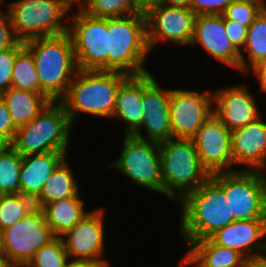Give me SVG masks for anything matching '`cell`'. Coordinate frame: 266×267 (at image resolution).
Listing matches in <instances>:
<instances>
[{
    "instance_id": "28",
    "label": "cell",
    "mask_w": 266,
    "mask_h": 267,
    "mask_svg": "<svg viewBox=\"0 0 266 267\" xmlns=\"http://www.w3.org/2000/svg\"><path fill=\"white\" fill-rule=\"evenodd\" d=\"M243 49L249 57L248 69L266 60V7L248 27Z\"/></svg>"
},
{
    "instance_id": "37",
    "label": "cell",
    "mask_w": 266,
    "mask_h": 267,
    "mask_svg": "<svg viewBox=\"0 0 266 267\" xmlns=\"http://www.w3.org/2000/svg\"><path fill=\"white\" fill-rule=\"evenodd\" d=\"M18 41L8 12L0 10V51L13 47Z\"/></svg>"
},
{
    "instance_id": "7",
    "label": "cell",
    "mask_w": 266,
    "mask_h": 267,
    "mask_svg": "<svg viewBox=\"0 0 266 267\" xmlns=\"http://www.w3.org/2000/svg\"><path fill=\"white\" fill-rule=\"evenodd\" d=\"M70 10L65 0H17L9 3L7 12L15 36L25 42L67 33L68 21L63 19Z\"/></svg>"
},
{
    "instance_id": "21",
    "label": "cell",
    "mask_w": 266,
    "mask_h": 267,
    "mask_svg": "<svg viewBox=\"0 0 266 267\" xmlns=\"http://www.w3.org/2000/svg\"><path fill=\"white\" fill-rule=\"evenodd\" d=\"M144 108L142 105V75L129 76L118 88L112 118L122 119L125 135L144 138L141 130Z\"/></svg>"
},
{
    "instance_id": "29",
    "label": "cell",
    "mask_w": 266,
    "mask_h": 267,
    "mask_svg": "<svg viewBox=\"0 0 266 267\" xmlns=\"http://www.w3.org/2000/svg\"><path fill=\"white\" fill-rule=\"evenodd\" d=\"M22 159L12 146L0 153V195L20 193Z\"/></svg>"
},
{
    "instance_id": "9",
    "label": "cell",
    "mask_w": 266,
    "mask_h": 267,
    "mask_svg": "<svg viewBox=\"0 0 266 267\" xmlns=\"http://www.w3.org/2000/svg\"><path fill=\"white\" fill-rule=\"evenodd\" d=\"M68 19L73 22L68 21L67 33L78 70L107 71V18L89 15L79 8Z\"/></svg>"
},
{
    "instance_id": "47",
    "label": "cell",
    "mask_w": 266,
    "mask_h": 267,
    "mask_svg": "<svg viewBox=\"0 0 266 267\" xmlns=\"http://www.w3.org/2000/svg\"><path fill=\"white\" fill-rule=\"evenodd\" d=\"M0 255H4L3 232L0 230Z\"/></svg>"
},
{
    "instance_id": "45",
    "label": "cell",
    "mask_w": 266,
    "mask_h": 267,
    "mask_svg": "<svg viewBox=\"0 0 266 267\" xmlns=\"http://www.w3.org/2000/svg\"><path fill=\"white\" fill-rule=\"evenodd\" d=\"M11 146V143L0 134V153L5 151L8 147Z\"/></svg>"
},
{
    "instance_id": "4",
    "label": "cell",
    "mask_w": 266,
    "mask_h": 267,
    "mask_svg": "<svg viewBox=\"0 0 266 267\" xmlns=\"http://www.w3.org/2000/svg\"><path fill=\"white\" fill-rule=\"evenodd\" d=\"M107 71L139 76L149 73L143 67L150 53L143 14L107 18Z\"/></svg>"
},
{
    "instance_id": "48",
    "label": "cell",
    "mask_w": 266,
    "mask_h": 267,
    "mask_svg": "<svg viewBox=\"0 0 266 267\" xmlns=\"http://www.w3.org/2000/svg\"><path fill=\"white\" fill-rule=\"evenodd\" d=\"M265 235H266V215H265Z\"/></svg>"
},
{
    "instance_id": "3",
    "label": "cell",
    "mask_w": 266,
    "mask_h": 267,
    "mask_svg": "<svg viewBox=\"0 0 266 267\" xmlns=\"http://www.w3.org/2000/svg\"><path fill=\"white\" fill-rule=\"evenodd\" d=\"M128 77L114 71L78 70L60 100L71 124L80 113L112 118L117 90Z\"/></svg>"
},
{
    "instance_id": "10",
    "label": "cell",
    "mask_w": 266,
    "mask_h": 267,
    "mask_svg": "<svg viewBox=\"0 0 266 267\" xmlns=\"http://www.w3.org/2000/svg\"><path fill=\"white\" fill-rule=\"evenodd\" d=\"M120 156L108 165L116 168L142 188L163 194L159 143L125 135Z\"/></svg>"
},
{
    "instance_id": "26",
    "label": "cell",
    "mask_w": 266,
    "mask_h": 267,
    "mask_svg": "<svg viewBox=\"0 0 266 267\" xmlns=\"http://www.w3.org/2000/svg\"><path fill=\"white\" fill-rule=\"evenodd\" d=\"M74 173L66 162V158L52 172L50 178L44 183L39 196L34 200L35 207L65 200L73 196H80L79 184Z\"/></svg>"
},
{
    "instance_id": "22",
    "label": "cell",
    "mask_w": 266,
    "mask_h": 267,
    "mask_svg": "<svg viewBox=\"0 0 266 267\" xmlns=\"http://www.w3.org/2000/svg\"><path fill=\"white\" fill-rule=\"evenodd\" d=\"M67 152H47L23 156L20 171V194L35 200L52 172L66 158Z\"/></svg>"
},
{
    "instance_id": "5",
    "label": "cell",
    "mask_w": 266,
    "mask_h": 267,
    "mask_svg": "<svg viewBox=\"0 0 266 267\" xmlns=\"http://www.w3.org/2000/svg\"><path fill=\"white\" fill-rule=\"evenodd\" d=\"M163 195L180 203L209 177L192 139L172 138L159 143Z\"/></svg>"
},
{
    "instance_id": "32",
    "label": "cell",
    "mask_w": 266,
    "mask_h": 267,
    "mask_svg": "<svg viewBox=\"0 0 266 267\" xmlns=\"http://www.w3.org/2000/svg\"><path fill=\"white\" fill-rule=\"evenodd\" d=\"M68 259L61 237H55L37 250L25 267H65Z\"/></svg>"
},
{
    "instance_id": "2",
    "label": "cell",
    "mask_w": 266,
    "mask_h": 267,
    "mask_svg": "<svg viewBox=\"0 0 266 267\" xmlns=\"http://www.w3.org/2000/svg\"><path fill=\"white\" fill-rule=\"evenodd\" d=\"M23 43L34 57L40 93L51 101H60L78 71L70 35L39 37Z\"/></svg>"
},
{
    "instance_id": "33",
    "label": "cell",
    "mask_w": 266,
    "mask_h": 267,
    "mask_svg": "<svg viewBox=\"0 0 266 267\" xmlns=\"http://www.w3.org/2000/svg\"><path fill=\"white\" fill-rule=\"evenodd\" d=\"M265 0H235L223 12L224 20L239 23L247 28L266 7Z\"/></svg>"
},
{
    "instance_id": "13",
    "label": "cell",
    "mask_w": 266,
    "mask_h": 267,
    "mask_svg": "<svg viewBox=\"0 0 266 267\" xmlns=\"http://www.w3.org/2000/svg\"><path fill=\"white\" fill-rule=\"evenodd\" d=\"M196 13L190 7L161 5L146 15V38L149 51L160 40L190 46Z\"/></svg>"
},
{
    "instance_id": "27",
    "label": "cell",
    "mask_w": 266,
    "mask_h": 267,
    "mask_svg": "<svg viewBox=\"0 0 266 267\" xmlns=\"http://www.w3.org/2000/svg\"><path fill=\"white\" fill-rule=\"evenodd\" d=\"M11 87L40 93V82L31 51L24 45L15 58Z\"/></svg>"
},
{
    "instance_id": "15",
    "label": "cell",
    "mask_w": 266,
    "mask_h": 267,
    "mask_svg": "<svg viewBox=\"0 0 266 267\" xmlns=\"http://www.w3.org/2000/svg\"><path fill=\"white\" fill-rule=\"evenodd\" d=\"M104 211L103 207L92 209L61 236L68 257H74V260H95L111 267L108 260L101 259L105 251Z\"/></svg>"
},
{
    "instance_id": "16",
    "label": "cell",
    "mask_w": 266,
    "mask_h": 267,
    "mask_svg": "<svg viewBox=\"0 0 266 267\" xmlns=\"http://www.w3.org/2000/svg\"><path fill=\"white\" fill-rule=\"evenodd\" d=\"M170 89H163L149 72L142 75V105L144 108L141 128L147 137L156 143L172 139L170 123Z\"/></svg>"
},
{
    "instance_id": "43",
    "label": "cell",
    "mask_w": 266,
    "mask_h": 267,
    "mask_svg": "<svg viewBox=\"0 0 266 267\" xmlns=\"http://www.w3.org/2000/svg\"><path fill=\"white\" fill-rule=\"evenodd\" d=\"M249 267H266V256L250 261Z\"/></svg>"
},
{
    "instance_id": "41",
    "label": "cell",
    "mask_w": 266,
    "mask_h": 267,
    "mask_svg": "<svg viewBox=\"0 0 266 267\" xmlns=\"http://www.w3.org/2000/svg\"><path fill=\"white\" fill-rule=\"evenodd\" d=\"M70 261V262H69ZM65 267H106L102 262L95 260H68Z\"/></svg>"
},
{
    "instance_id": "35",
    "label": "cell",
    "mask_w": 266,
    "mask_h": 267,
    "mask_svg": "<svg viewBox=\"0 0 266 267\" xmlns=\"http://www.w3.org/2000/svg\"><path fill=\"white\" fill-rule=\"evenodd\" d=\"M247 29L246 26L239 23L225 20V31L233 46L240 52V70L244 73H248L249 63L246 62L241 50L246 41Z\"/></svg>"
},
{
    "instance_id": "12",
    "label": "cell",
    "mask_w": 266,
    "mask_h": 267,
    "mask_svg": "<svg viewBox=\"0 0 266 267\" xmlns=\"http://www.w3.org/2000/svg\"><path fill=\"white\" fill-rule=\"evenodd\" d=\"M172 138L191 139L212 115L213 93L170 89Z\"/></svg>"
},
{
    "instance_id": "25",
    "label": "cell",
    "mask_w": 266,
    "mask_h": 267,
    "mask_svg": "<svg viewBox=\"0 0 266 267\" xmlns=\"http://www.w3.org/2000/svg\"><path fill=\"white\" fill-rule=\"evenodd\" d=\"M84 202L80 196H73L41 208L46 224L51 228L55 237L63 236L89 213V211H84Z\"/></svg>"
},
{
    "instance_id": "6",
    "label": "cell",
    "mask_w": 266,
    "mask_h": 267,
    "mask_svg": "<svg viewBox=\"0 0 266 267\" xmlns=\"http://www.w3.org/2000/svg\"><path fill=\"white\" fill-rule=\"evenodd\" d=\"M71 124L60 101H51L29 123L18 127L11 146L21 155L67 152Z\"/></svg>"
},
{
    "instance_id": "20",
    "label": "cell",
    "mask_w": 266,
    "mask_h": 267,
    "mask_svg": "<svg viewBox=\"0 0 266 267\" xmlns=\"http://www.w3.org/2000/svg\"><path fill=\"white\" fill-rule=\"evenodd\" d=\"M262 120L261 117L232 131L233 166L243 164L246 170L266 169V123Z\"/></svg>"
},
{
    "instance_id": "11",
    "label": "cell",
    "mask_w": 266,
    "mask_h": 267,
    "mask_svg": "<svg viewBox=\"0 0 266 267\" xmlns=\"http://www.w3.org/2000/svg\"><path fill=\"white\" fill-rule=\"evenodd\" d=\"M2 232L4 255L13 267H25L37 250L55 238L37 207Z\"/></svg>"
},
{
    "instance_id": "24",
    "label": "cell",
    "mask_w": 266,
    "mask_h": 267,
    "mask_svg": "<svg viewBox=\"0 0 266 267\" xmlns=\"http://www.w3.org/2000/svg\"><path fill=\"white\" fill-rule=\"evenodd\" d=\"M12 122L18 128L34 118L51 102L42 93L10 87L1 94Z\"/></svg>"
},
{
    "instance_id": "17",
    "label": "cell",
    "mask_w": 266,
    "mask_h": 267,
    "mask_svg": "<svg viewBox=\"0 0 266 267\" xmlns=\"http://www.w3.org/2000/svg\"><path fill=\"white\" fill-rule=\"evenodd\" d=\"M214 115L232 132L262 116L247 86H229L213 93Z\"/></svg>"
},
{
    "instance_id": "18",
    "label": "cell",
    "mask_w": 266,
    "mask_h": 267,
    "mask_svg": "<svg viewBox=\"0 0 266 267\" xmlns=\"http://www.w3.org/2000/svg\"><path fill=\"white\" fill-rule=\"evenodd\" d=\"M209 238L241 253L249 262L266 256L265 219L235 220Z\"/></svg>"
},
{
    "instance_id": "8",
    "label": "cell",
    "mask_w": 266,
    "mask_h": 267,
    "mask_svg": "<svg viewBox=\"0 0 266 267\" xmlns=\"http://www.w3.org/2000/svg\"><path fill=\"white\" fill-rule=\"evenodd\" d=\"M241 169L210 176L223 188L234 220L265 219L266 172Z\"/></svg>"
},
{
    "instance_id": "36",
    "label": "cell",
    "mask_w": 266,
    "mask_h": 267,
    "mask_svg": "<svg viewBox=\"0 0 266 267\" xmlns=\"http://www.w3.org/2000/svg\"><path fill=\"white\" fill-rule=\"evenodd\" d=\"M235 0H191L189 7L196 15H222L225 9Z\"/></svg>"
},
{
    "instance_id": "14",
    "label": "cell",
    "mask_w": 266,
    "mask_h": 267,
    "mask_svg": "<svg viewBox=\"0 0 266 267\" xmlns=\"http://www.w3.org/2000/svg\"><path fill=\"white\" fill-rule=\"evenodd\" d=\"M202 167L213 175L234 171L232 132L212 115L191 138Z\"/></svg>"
},
{
    "instance_id": "30",
    "label": "cell",
    "mask_w": 266,
    "mask_h": 267,
    "mask_svg": "<svg viewBox=\"0 0 266 267\" xmlns=\"http://www.w3.org/2000/svg\"><path fill=\"white\" fill-rule=\"evenodd\" d=\"M34 208V200L20 193L0 195V230L12 227Z\"/></svg>"
},
{
    "instance_id": "40",
    "label": "cell",
    "mask_w": 266,
    "mask_h": 267,
    "mask_svg": "<svg viewBox=\"0 0 266 267\" xmlns=\"http://www.w3.org/2000/svg\"><path fill=\"white\" fill-rule=\"evenodd\" d=\"M249 70L253 71L256 77H258L261 90L266 93V60Z\"/></svg>"
},
{
    "instance_id": "38",
    "label": "cell",
    "mask_w": 266,
    "mask_h": 267,
    "mask_svg": "<svg viewBox=\"0 0 266 267\" xmlns=\"http://www.w3.org/2000/svg\"><path fill=\"white\" fill-rule=\"evenodd\" d=\"M17 129L18 128L12 122L4 99L0 95V134L11 143L16 135Z\"/></svg>"
},
{
    "instance_id": "44",
    "label": "cell",
    "mask_w": 266,
    "mask_h": 267,
    "mask_svg": "<svg viewBox=\"0 0 266 267\" xmlns=\"http://www.w3.org/2000/svg\"><path fill=\"white\" fill-rule=\"evenodd\" d=\"M88 0H65L66 4L73 9L75 4H78L79 8H82Z\"/></svg>"
},
{
    "instance_id": "46",
    "label": "cell",
    "mask_w": 266,
    "mask_h": 267,
    "mask_svg": "<svg viewBox=\"0 0 266 267\" xmlns=\"http://www.w3.org/2000/svg\"><path fill=\"white\" fill-rule=\"evenodd\" d=\"M0 267H13L7 260L5 255H0Z\"/></svg>"
},
{
    "instance_id": "23",
    "label": "cell",
    "mask_w": 266,
    "mask_h": 267,
    "mask_svg": "<svg viewBox=\"0 0 266 267\" xmlns=\"http://www.w3.org/2000/svg\"><path fill=\"white\" fill-rule=\"evenodd\" d=\"M180 264L193 267H249V261L239 252L215 244L210 238L192 242ZM195 264V265H194Z\"/></svg>"
},
{
    "instance_id": "42",
    "label": "cell",
    "mask_w": 266,
    "mask_h": 267,
    "mask_svg": "<svg viewBox=\"0 0 266 267\" xmlns=\"http://www.w3.org/2000/svg\"><path fill=\"white\" fill-rule=\"evenodd\" d=\"M191 0H165L164 4L168 6L189 7Z\"/></svg>"
},
{
    "instance_id": "19",
    "label": "cell",
    "mask_w": 266,
    "mask_h": 267,
    "mask_svg": "<svg viewBox=\"0 0 266 267\" xmlns=\"http://www.w3.org/2000/svg\"><path fill=\"white\" fill-rule=\"evenodd\" d=\"M201 44L219 62L240 71V52L233 46L225 31L223 15H198L190 45Z\"/></svg>"
},
{
    "instance_id": "31",
    "label": "cell",
    "mask_w": 266,
    "mask_h": 267,
    "mask_svg": "<svg viewBox=\"0 0 266 267\" xmlns=\"http://www.w3.org/2000/svg\"><path fill=\"white\" fill-rule=\"evenodd\" d=\"M81 9L89 15L103 18L138 14L132 0H88Z\"/></svg>"
},
{
    "instance_id": "1",
    "label": "cell",
    "mask_w": 266,
    "mask_h": 267,
    "mask_svg": "<svg viewBox=\"0 0 266 267\" xmlns=\"http://www.w3.org/2000/svg\"><path fill=\"white\" fill-rule=\"evenodd\" d=\"M181 238L189 246L192 242L209 238L217 230L234 220L230 215L229 199L223 188L210 176L198 189L181 202Z\"/></svg>"
},
{
    "instance_id": "39",
    "label": "cell",
    "mask_w": 266,
    "mask_h": 267,
    "mask_svg": "<svg viewBox=\"0 0 266 267\" xmlns=\"http://www.w3.org/2000/svg\"><path fill=\"white\" fill-rule=\"evenodd\" d=\"M165 0H132L137 13L146 15L150 10L164 5Z\"/></svg>"
},
{
    "instance_id": "34",
    "label": "cell",
    "mask_w": 266,
    "mask_h": 267,
    "mask_svg": "<svg viewBox=\"0 0 266 267\" xmlns=\"http://www.w3.org/2000/svg\"><path fill=\"white\" fill-rule=\"evenodd\" d=\"M23 46L24 43L18 41L13 47L0 51V95L11 87L14 61Z\"/></svg>"
}]
</instances>
